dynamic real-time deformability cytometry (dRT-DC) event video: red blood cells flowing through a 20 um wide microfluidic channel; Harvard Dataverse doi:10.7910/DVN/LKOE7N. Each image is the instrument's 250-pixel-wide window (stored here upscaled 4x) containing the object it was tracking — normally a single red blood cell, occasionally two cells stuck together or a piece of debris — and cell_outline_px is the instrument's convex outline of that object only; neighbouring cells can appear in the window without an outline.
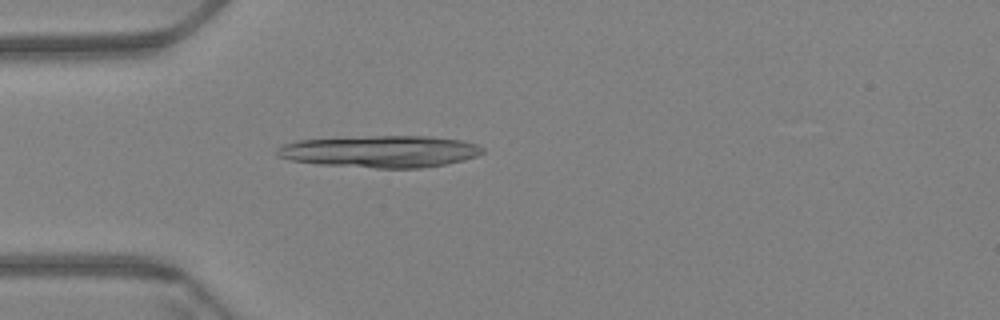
{"species": "Egyptian fruit bat (a non-hibernating species)", "species_latin": "Rousettus aegyptiacus", "temperature_condition": "warm", "stored_images_in_passage": 59, "camera_frame_rate_fps": 3000, "um_per_image_px": 0.085, "animal": {"sex": "female"}, "frame": {"image": 1, "passage_image": 17, "time_ms": 5.333, "image_size_px": [1000, 320], "cell_outline_px": [[484, 152], [476, 156], [464, 160], [444, 164], [420, 168], [376, 168], [320, 164], [292, 160], [276, 156], [276, 148], [284, 144], [296, 140], [372, 136], [428, 136], [464, 140], [476, 144], [484, 148]], "centroid_in_image_um": [32.34, 12.87], "position_along_channel_um": 52.7, "area_um2": 38.21}}